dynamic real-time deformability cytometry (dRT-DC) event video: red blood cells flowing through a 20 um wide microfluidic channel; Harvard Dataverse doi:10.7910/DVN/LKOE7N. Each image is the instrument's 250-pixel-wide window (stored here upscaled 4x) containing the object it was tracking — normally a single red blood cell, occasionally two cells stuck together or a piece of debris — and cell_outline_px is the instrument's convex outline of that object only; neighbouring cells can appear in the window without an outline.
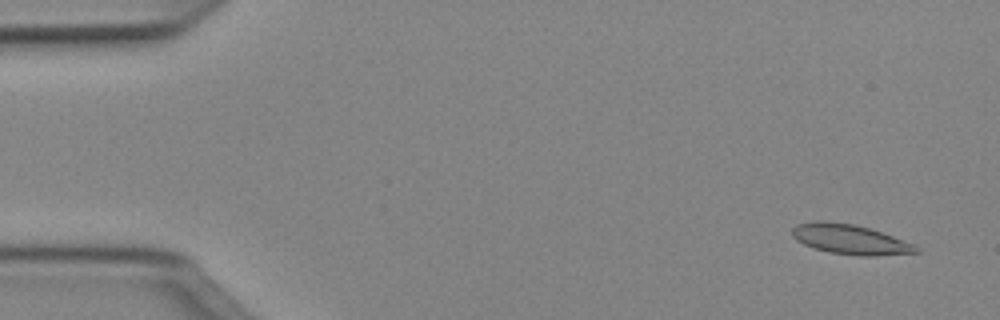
{"species": "Egyptian fruit bat (a non-hibernating species)", "species_latin": "Rousettus aegyptiacus", "temperature_condition": "cold", "stored_images_in_passage": 13, "camera_frame_rate_fps": 3000, "um_per_image_px": 0.085, "animal": {"sex": "female"}, "frame": {"image": 1, "passage_image": 1, "time_ms": 0.0, "image_size_px": [1000, 320], "cell_outline_px": [[920, 252], [876, 256], [860, 256], [828, 252], [804, 244], [796, 240], [792, 236], [792, 228], [796, 224], [812, 220], [824, 220], [852, 224], [868, 228], [916, 244], [920, 248]], "centroid_in_image_um": [72.25, 20.34], "position_along_channel_um": 12.8, "area_um2": 21.68}}
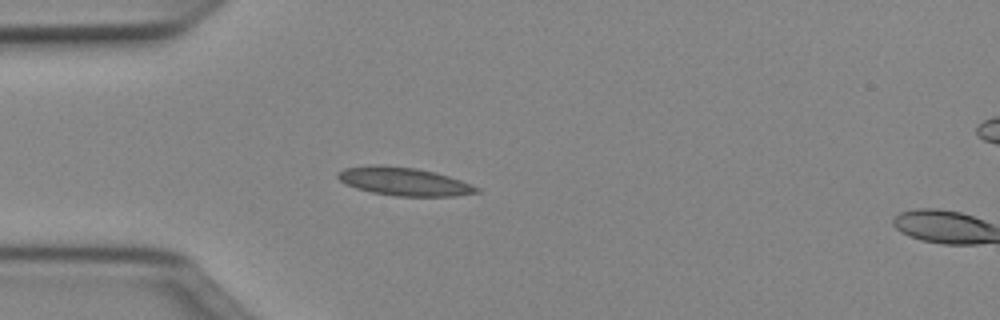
{"frame": {"image": 2, "passage_image": 12, "time_ms": 3.667, "image_size_px": [1000, 320], "cell_outline_px": [[480, 192], [456, 196], [396, 196], [372, 192], [356, 188], [344, 184], [336, 176], [336, 172], [344, 168], [372, 164], [384, 164], [416, 168], [436, 172], [460, 180], [480, 188]], "centroid_in_image_um": [34.3, 15.41], "position_along_channel_um": 50.7, "area_um2": 23.06}}